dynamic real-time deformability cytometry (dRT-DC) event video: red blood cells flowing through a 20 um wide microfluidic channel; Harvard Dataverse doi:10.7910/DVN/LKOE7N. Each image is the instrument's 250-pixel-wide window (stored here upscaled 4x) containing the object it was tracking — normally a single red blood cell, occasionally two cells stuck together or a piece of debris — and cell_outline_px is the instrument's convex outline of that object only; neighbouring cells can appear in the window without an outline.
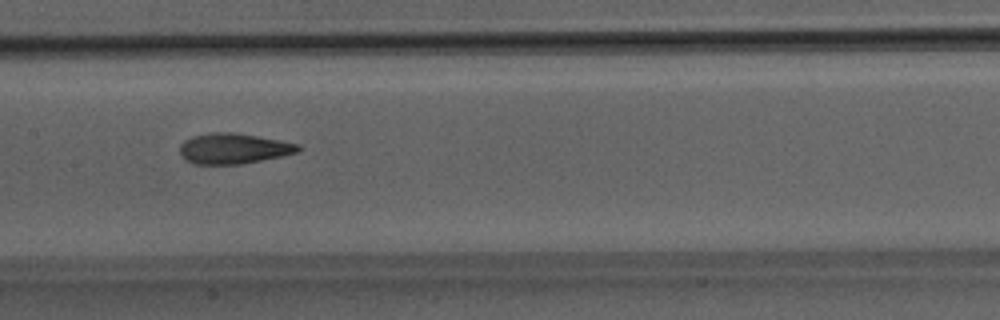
{"species": "Egyptian fruit bat (a non-hibernating species)", "species_latin": "Rousettus aegyptiacus", "temperature_condition": "room temperature", "stored_images_in_passage": 50, "camera_frame_rate_fps": 3000, "um_per_image_px": 0.085, "animal": {"sex": "male"}, "frame": {"image": 1, "passage_image": 25, "time_ms": 8.0, "image_size_px": [1000, 320], "cell_outline_px": [[300, 148], [296, 152], [280, 156], [240, 164], [192, 164], [180, 152], [180, 144], [184, 140], [192, 136], [212, 132], [232, 132], [280, 140], [300, 144]], "centroid_in_image_um": [19.82, 12.61], "position_along_channel_um": 187.6, "area_um2": 20.75}}
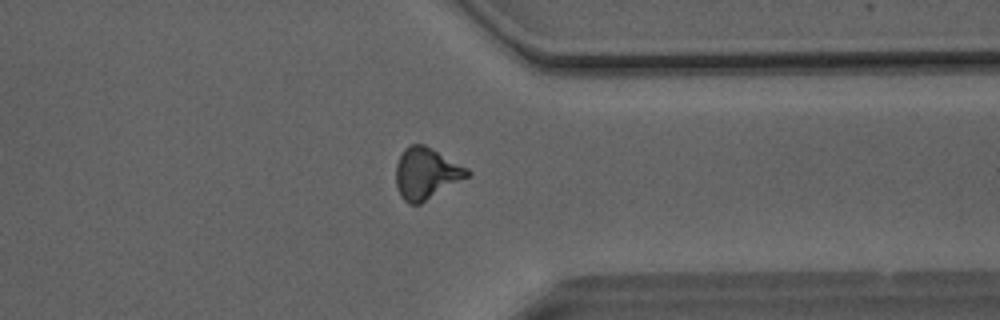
{"frame": {"image": 2, "passage_image": 39, "time_ms": 12.667, "image_size_px": [1000, 320], "cell_outline_px": [[472, 172], [468, 176], [420, 204], [408, 204], [400, 196], [396, 184], [396, 164], [404, 148], [412, 144], [424, 144], [468, 168]], "centroid_in_image_um": [36.21, 14.74], "position_along_channel_um": 375.2, "area_um2": 21.21}}
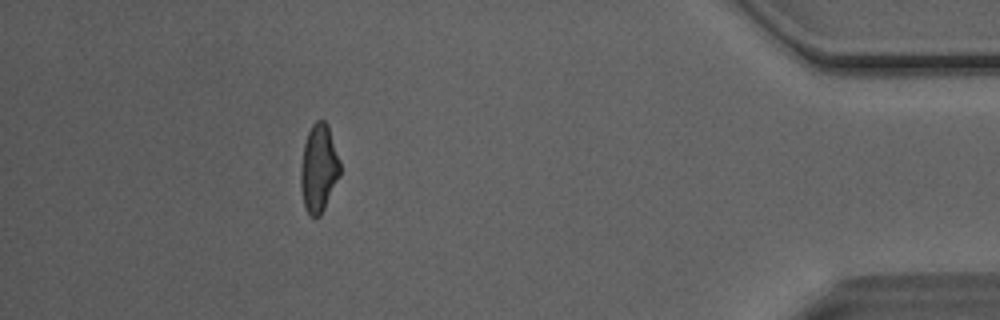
{"frame": {"image": 3, "passage_image": 45, "time_ms": 14.667, "image_size_px": [1000, 320], "cell_outline_px": [[340, 176], [320, 216], [308, 216], [304, 208], [300, 188], [300, 168], [304, 144], [308, 132], [312, 124], [316, 120], [324, 120], [328, 124], [340, 160]], "centroid_in_image_um": [27.08, 14.31], "position_along_channel_um": 408.1, "area_um2": 20.4}, "authors_computed_cell_mechanics": {"area_um2": 21.097, "velocity_mm_per_s": 4.0972, "shape_relaxation_time_tau1_ms": 8.062, "shape_relaxation_time_tau2_ms": 2.0486, "deformation_change_tau1": 0.2092, "deformation_change_tau2": 0.1128}}